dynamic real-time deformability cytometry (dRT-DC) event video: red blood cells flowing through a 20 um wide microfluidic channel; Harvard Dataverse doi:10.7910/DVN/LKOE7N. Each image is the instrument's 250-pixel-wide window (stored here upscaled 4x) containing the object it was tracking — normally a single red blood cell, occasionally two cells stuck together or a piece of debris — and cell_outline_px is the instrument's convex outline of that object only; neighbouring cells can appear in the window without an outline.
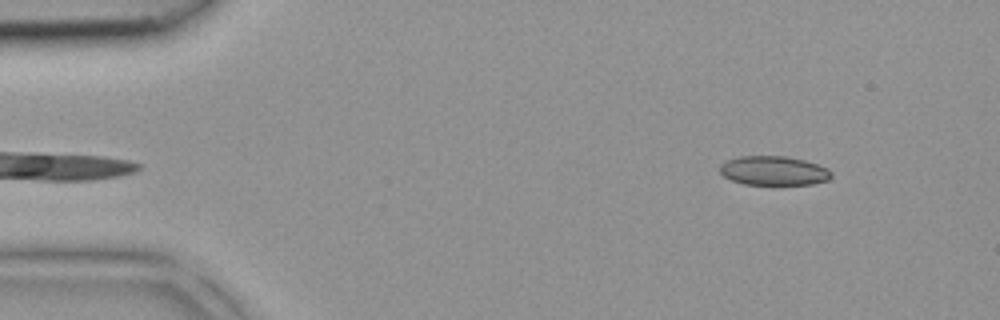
{"species": "common noctule bat (a hibernating species)", "species_latin": "Nyctalus noctula", "temperature_condition": "room temperature", "stored_images_in_passage": 38, "camera_frame_rate_fps": 3000, "um_per_image_px": 0.085, "animal": {"sex": "female", "body_mass_g": 18.4}, "frame": {"image": 1, "passage_image": 2, "time_ms": 0.333, "image_size_px": [1000, 320], "cell_outline_px": [[832, 176], [828, 180], [812, 184], [744, 184], [732, 180], [724, 176], [720, 172], [720, 164], [728, 160], [740, 156], [784, 156], [804, 160], [828, 168], [832, 172]], "centroid_in_image_um": [65.77, 14.51], "position_along_channel_um": 19.2, "area_um2": 18.84}}
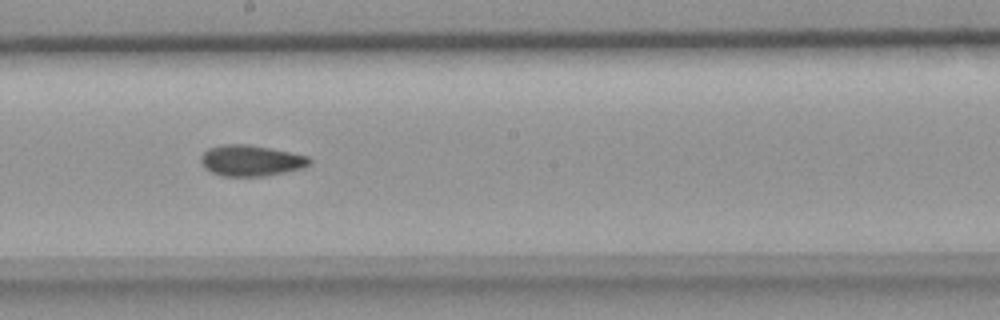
{"frame": {"image": 2, "passage_image": 20, "time_ms": 6.333, "image_size_px": [1000, 320], "cell_outline_px": [[312, 160], [304, 168], [264, 176], [220, 176], [204, 168], [200, 160], [200, 156], [208, 148], [224, 144], [248, 144], [308, 156]], "centroid_in_image_um": [21.29, 13.65], "position_along_channel_um": 226.9, "area_um2": 19.54}}
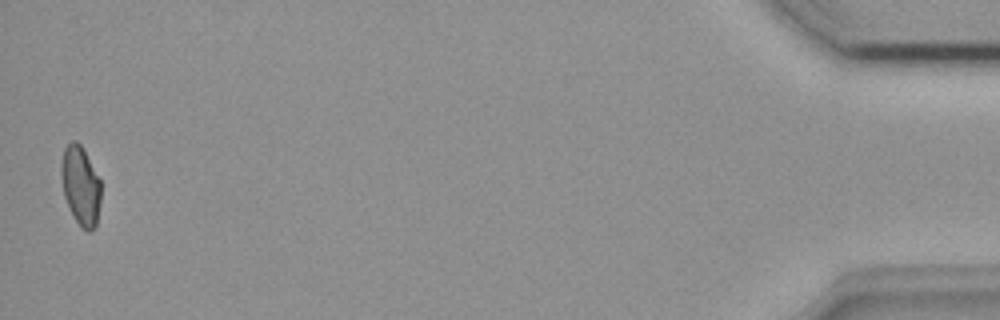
{"frame": {"image": 3, "passage_image": 38, "time_ms": 12.333, "image_size_px": [1000, 320], "cell_outline_px": [[100, 200], [96, 224], [88, 232], [80, 228], [64, 196], [60, 176], [60, 168], [64, 148], [72, 140], [76, 140], [80, 144], [100, 180]], "centroid_in_image_um": [6.83, 15.77], "position_along_channel_um": 428.4, "area_um2": 18.03}}